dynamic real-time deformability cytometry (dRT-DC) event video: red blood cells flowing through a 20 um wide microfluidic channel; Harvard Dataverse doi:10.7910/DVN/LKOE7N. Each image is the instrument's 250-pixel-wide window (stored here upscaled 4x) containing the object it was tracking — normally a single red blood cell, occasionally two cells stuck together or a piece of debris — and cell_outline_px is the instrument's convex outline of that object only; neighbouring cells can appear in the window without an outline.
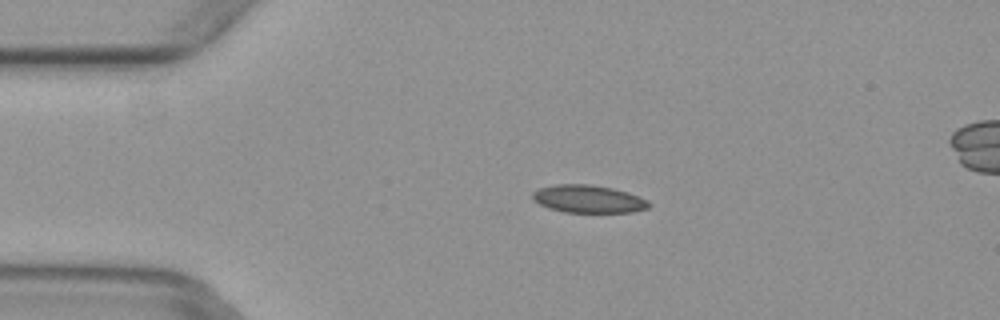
{"species": "common noctule bat (a hibernating species)", "species_latin": "Nyctalus noctula", "temperature_condition": "warm", "stored_images_in_passage": 4, "camera_frame_rate_fps": 3000, "um_per_image_px": 0.085, "animal": {"sex": "female", "body_mass_g": 29.2, "forearm_length_mm": 56.3}, "frame": {"image": 1, "passage_image": 2, "time_ms": 0.333, "image_size_px": [1000, 320], "cell_outline_px": [[652, 204], [648, 208], [632, 212], [564, 212], [548, 208], [532, 200], [532, 192], [540, 188], [556, 184], [588, 184], [612, 188], [628, 192], [648, 200]], "centroid_in_image_um": [50.01, 16.91], "position_along_channel_um": 35.0, "area_um2": 18.84}}